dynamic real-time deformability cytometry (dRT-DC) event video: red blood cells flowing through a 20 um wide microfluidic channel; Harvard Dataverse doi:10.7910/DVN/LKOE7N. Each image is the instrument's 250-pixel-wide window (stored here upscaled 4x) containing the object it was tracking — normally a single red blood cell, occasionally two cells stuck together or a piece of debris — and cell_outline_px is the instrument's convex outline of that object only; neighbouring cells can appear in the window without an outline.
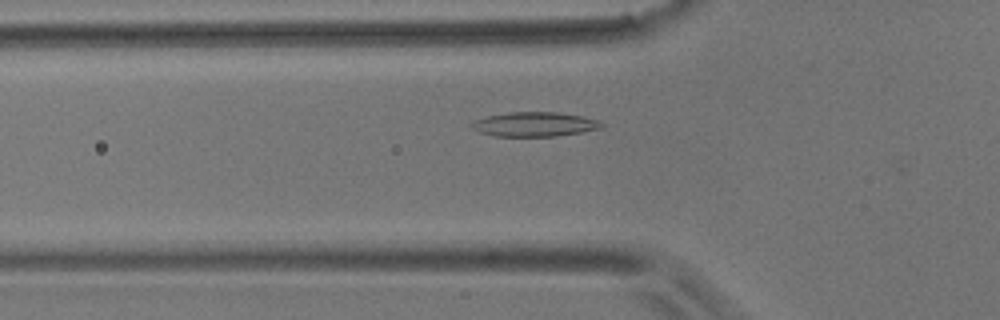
{"species": "common noctule bat (a hibernating species)", "species_latin": "Nyctalus noctula", "temperature_condition": "room temperature", "stored_images_in_passage": 36, "camera_frame_rate_fps": 3000, "um_per_image_px": 0.085, "animal": {"sex": "male", "body_mass_g": 17.9}, "frame": {"image": 1, "passage_image": 7, "time_ms": 2.0, "image_size_px": [1000, 320], "cell_outline_px": [[604, 124], [600, 128], [580, 132], [556, 136], [492, 136], [480, 132], [472, 128], [468, 124], [472, 120], [488, 116], [508, 112], [556, 112], [580, 116], [600, 120]], "centroid_in_image_um": [45.38, 10.56], "position_along_channel_um": 80.4, "area_um2": 18.5}}
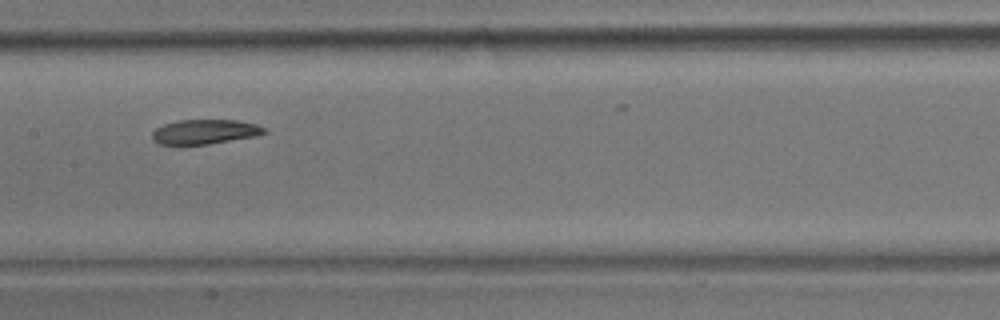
{"frame": {"image": 2, "passage_image": 16, "time_ms": 5.0, "image_size_px": [1000, 320], "cell_outline_px": [[268, 132], [256, 136], [208, 144], [160, 144], [152, 140], [152, 132], [156, 128], [164, 124], [180, 120], [236, 120], [256, 124], [268, 128]], "centroid_in_image_um": [17.45, 11.19], "position_along_channel_um": 190.0, "area_um2": 16.07}}
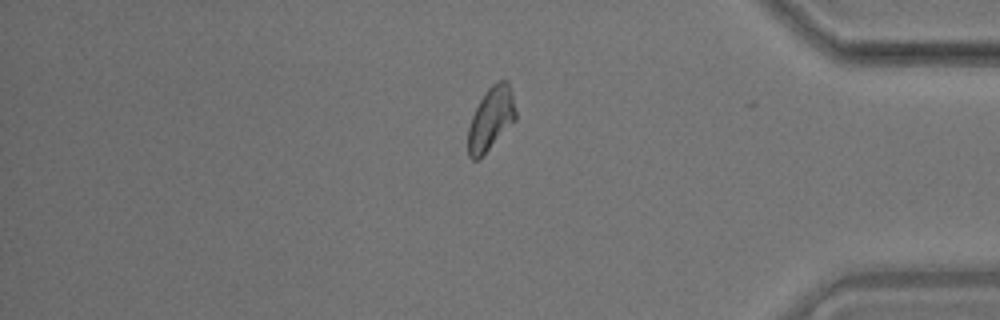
{"frame": {"image": 3, "passage_image": 35, "time_ms": 11.333, "image_size_px": [1000, 320], "cell_outline_px": [[516, 120], [476, 160], [472, 160], [468, 156], [468, 128], [472, 116], [480, 100], [488, 88], [492, 84], [500, 80], [508, 80], [516, 112]], "centroid_in_image_um": [41.72, 10.06], "position_along_channel_um": 393.5, "area_um2": 17.05}, "authors_computed_cell_mechanics": {"area_um2": 17.2244, "velocity_mm_per_s": 3.6308, "shape_relaxation_time_tau1_ms": 6.1296, "shape_relaxation_time_tau2_ms": 6.793, "deformation_change_tau1": 0.1433, "deformation_change_tau2": 0.1166}}